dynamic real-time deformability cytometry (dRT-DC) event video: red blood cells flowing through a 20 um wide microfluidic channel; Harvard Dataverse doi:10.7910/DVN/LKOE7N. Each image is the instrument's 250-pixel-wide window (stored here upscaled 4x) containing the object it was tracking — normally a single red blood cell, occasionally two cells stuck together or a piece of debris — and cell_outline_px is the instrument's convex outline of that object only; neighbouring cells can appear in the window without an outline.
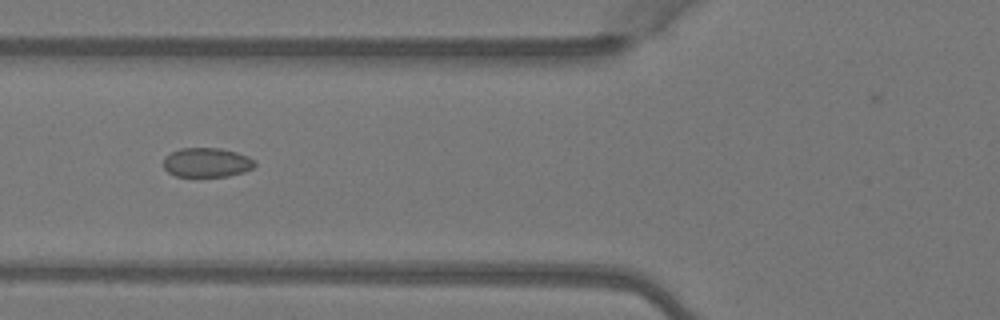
{"species": "Egyptian fruit bat (a non-hibernating species)", "species_latin": "Rousettus aegyptiacus", "temperature_condition": "warm", "stored_images_in_passage": 3, "camera_frame_rate_fps": 3000, "um_per_image_px": 0.085, "animal": {"sex": "female"}, "frame": {"image": 1, "passage_image": 3, "time_ms": 0.667, "image_size_px": [1000, 320], "cell_outline_px": [[256, 164], [252, 168], [244, 172], [228, 176], [176, 176], [168, 172], [164, 168], [164, 156], [180, 148], [220, 148], [236, 152], [248, 156], [256, 160]], "centroid_in_image_um": [17.59, 13.8], "position_along_channel_um": 108.2, "area_um2": 15.66}}